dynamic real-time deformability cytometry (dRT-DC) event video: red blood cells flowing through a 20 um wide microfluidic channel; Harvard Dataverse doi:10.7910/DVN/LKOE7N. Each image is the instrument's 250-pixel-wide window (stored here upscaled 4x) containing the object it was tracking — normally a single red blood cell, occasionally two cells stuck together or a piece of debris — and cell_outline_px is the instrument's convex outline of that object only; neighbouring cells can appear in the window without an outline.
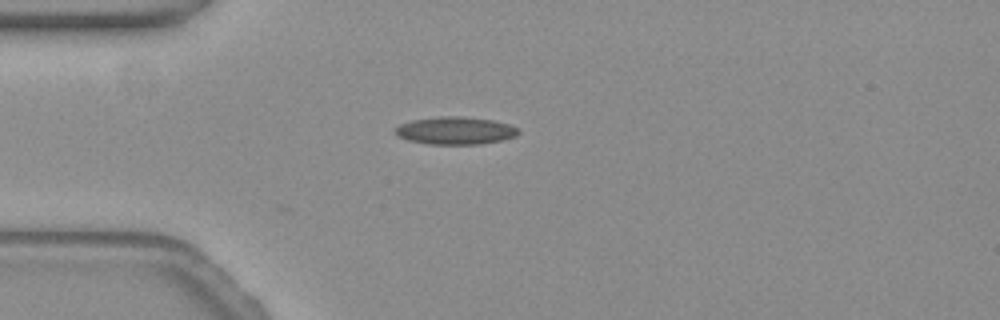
{"species": "common noctule bat (a hibernating species)", "species_latin": "Nyctalus noctula", "temperature_condition": "warm", "stored_images_in_passage": 19, "camera_frame_rate_fps": 3000, "um_per_image_px": 0.085, "animal": {"sex": "female", "body_mass_g": 19.3, "forearm_length_mm": 54.1}, "frame": {"image": 1, "passage_image": 1, "time_ms": 0.0, "image_size_px": [1000, 320], "cell_outline_px": [[520, 132], [512, 136], [500, 140], [476, 144], [432, 144], [408, 140], [400, 136], [396, 132], [396, 128], [400, 124], [412, 120], [440, 116], [460, 116], [492, 120], [508, 124], [516, 128]], "centroid_in_image_um": [38.68, 11.09], "position_along_channel_um": 46.3, "area_um2": 19.31}}
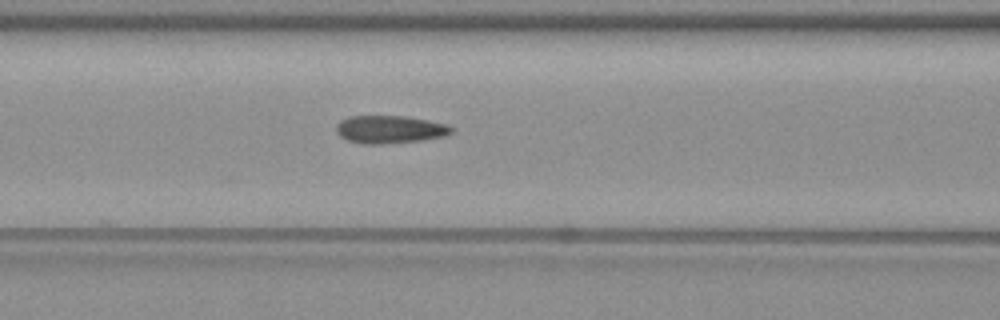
{"frame": {"image": 2, "passage_image": 9, "time_ms": 2.667, "image_size_px": [1000, 320], "cell_outline_px": [[452, 132], [444, 136], [420, 140], [380, 144], [364, 144], [348, 140], [340, 136], [336, 132], [336, 124], [340, 120], [348, 116], [404, 116], [448, 124], [452, 128]], "centroid_in_image_um": [33.09, 10.99], "position_along_channel_um": 133.5, "area_um2": 18.55}}
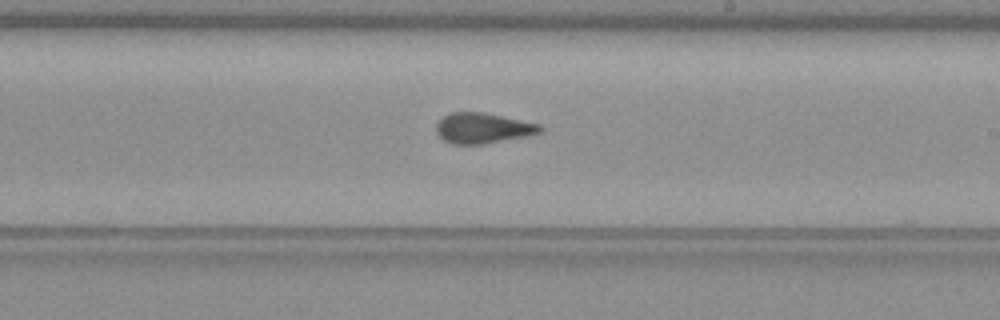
{"frame": {"image": 3, "passage_image": 18, "time_ms": 5.667, "image_size_px": [1000, 320], "cell_outline_px": [[544, 128], [540, 132], [524, 136], [484, 144], [452, 144], [444, 140], [436, 132], [436, 124], [448, 112], [484, 112], [540, 124]], "centroid_in_image_um": [41.02, 10.88], "position_along_channel_um": 248.0, "area_um2": 18.32}}